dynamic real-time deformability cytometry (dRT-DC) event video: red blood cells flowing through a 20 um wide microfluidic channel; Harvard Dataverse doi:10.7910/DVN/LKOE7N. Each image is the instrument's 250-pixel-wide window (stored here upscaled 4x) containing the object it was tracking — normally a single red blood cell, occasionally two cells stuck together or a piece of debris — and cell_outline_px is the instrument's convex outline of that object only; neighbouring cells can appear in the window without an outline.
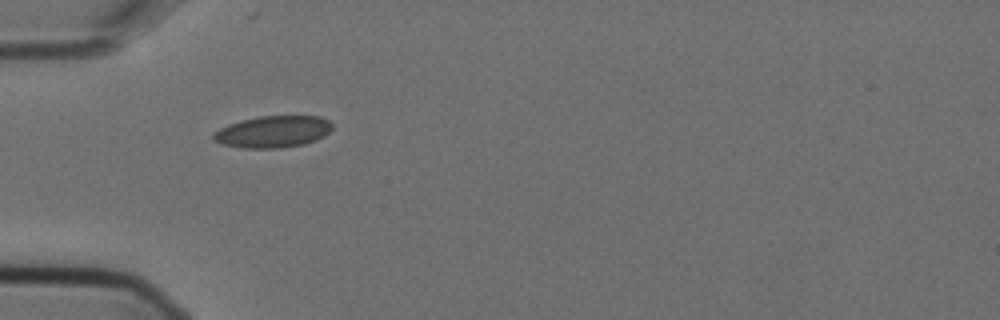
{"species": "Egyptian fruit bat (a non-hibernating species)", "species_latin": "Rousettus aegyptiacus", "temperature_condition": "cold", "stored_images_in_passage": 5, "camera_frame_rate_fps": 3000, "um_per_image_px": 0.085, "animal": {"sex": "female"}, "frame": {"image": 1, "passage_image": 1, "time_ms": 0.0, "image_size_px": [1000, 320], "cell_outline_px": [[332, 128], [324, 136], [316, 140], [304, 144], [280, 148], [240, 148], [224, 144], [212, 140], [212, 136], [220, 128], [228, 124], [240, 120], [260, 116], [320, 116], [328, 120], [332, 124]], "centroid_in_image_um": [23.2, 11.19], "position_along_channel_um": 61.8, "area_um2": 22.02}}
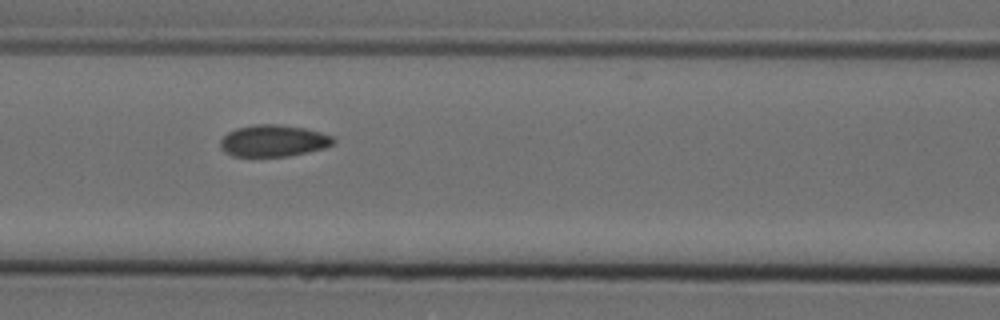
{"frame": {"image": 2, "passage_image": 3, "time_ms": 0.667, "image_size_px": [1000, 320], "cell_outline_px": [[336, 140], [332, 144], [324, 148], [308, 152], [288, 156], [232, 156], [224, 152], [220, 148], [220, 140], [228, 132], [236, 128], [256, 124], [280, 124], [304, 128], [320, 132], [332, 136]], "centroid_in_image_um": [23.22, 11.96], "position_along_channel_um": 143.4, "area_um2": 20.92}}
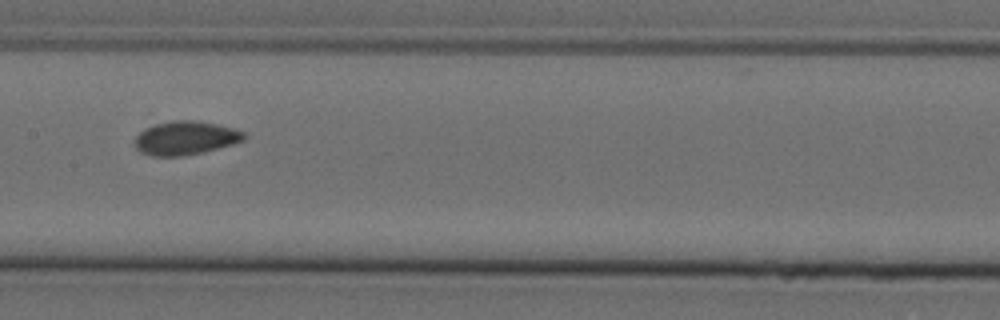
{"frame": {"image": 3, "passage_image": 4, "time_ms": 1.0, "image_size_px": [1000, 320], "cell_outline_px": [[244, 140], [232, 144], [200, 152], [180, 156], [152, 156], [140, 152], [136, 148], [136, 136], [144, 128], [156, 124], [172, 120], [192, 120], [216, 124], [232, 128], [244, 132]], "centroid_in_image_um": [15.73, 11.72], "position_along_channel_um": 191.7, "area_um2": 21.04}}